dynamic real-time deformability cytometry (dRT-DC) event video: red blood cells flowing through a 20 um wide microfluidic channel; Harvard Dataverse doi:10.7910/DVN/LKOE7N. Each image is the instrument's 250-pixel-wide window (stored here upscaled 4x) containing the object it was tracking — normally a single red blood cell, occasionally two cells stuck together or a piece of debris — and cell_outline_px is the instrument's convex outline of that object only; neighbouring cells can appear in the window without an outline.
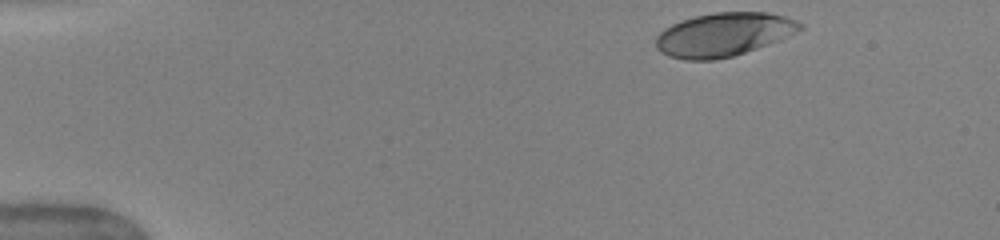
{"species": "human", "species_latin": "Homo sapiens", "temperature_condition": "warm", "stored_images_in_passage": 44, "camera_frame_rate_fps": 3000, "um_per_image_px": 0.085, "donor": {"sex": "female"}, "frame": {"image": 1, "passage_image": 1, "time_ms": 0.0, "image_size_px": [1000, 240], "cell_outline_px": [[804, 28], [796, 32], [768, 44], [732, 56], [716, 60], [684, 60], [668, 56], [660, 52], [656, 48], [656, 36], [664, 28], [680, 20], [696, 16], [716, 12], [768, 12], [784, 16], [796, 20], [804, 24]], "centroid_in_image_um": [61.48, 2.93], "position_along_channel_um": 23.5, "area_um2": 36.59}}
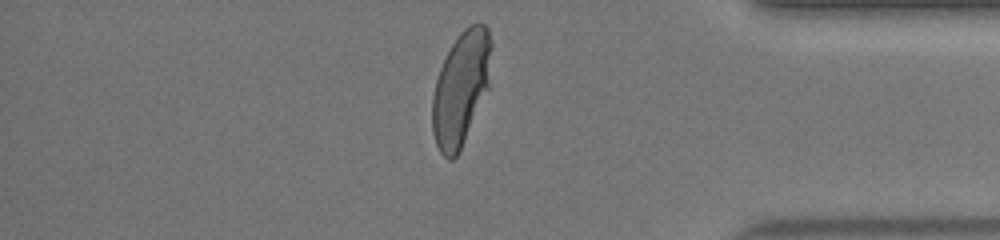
{"frame": {"image": 2, "passage_image": 37, "time_ms": 12.0, "image_size_px": [1000, 240], "cell_outline_px": [[492, 48], [488, 88], [464, 140], [456, 156], [452, 160], [448, 160], [440, 152], [436, 144], [432, 132], [432, 96], [436, 80], [440, 68], [452, 44], [460, 32], [464, 28], [472, 24], [484, 24], [488, 28], [492, 44]], "centroid_in_image_um": [39.17, 7.49], "position_along_channel_um": 396.0, "area_um2": 38.78}}
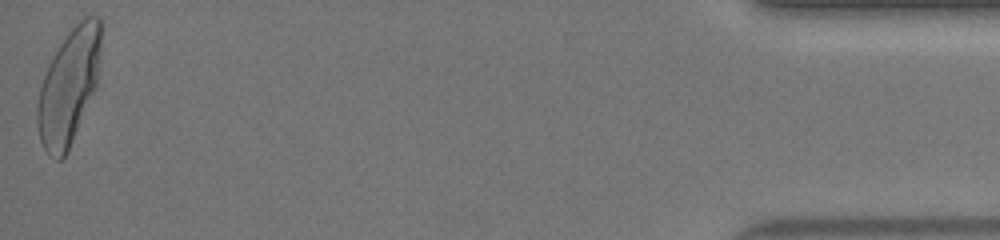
{"frame": {"image": 3, "passage_image": 44, "time_ms": 14.333, "image_size_px": [1000, 240], "cell_outline_px": [[104, 24], [96, 88], [68, 152], [60, 160], [56, 160], [48, 156], [40, 140], [36, 120], [36, 108], [40, 88], [48, 64], [52, 56], [68, 32], [84, 16], [100, 16]], "centroid_in_image_um": [5.87, 7.32], "position_along_channel_um": 429.3, "area_um2": 43.35}, "authors_computed_cell_mechanics": {"area_um2": 39.0439, "velocity_mm_per_s": 4.0586, "shape_relaxation_time_tau1_ms": 3.8353, "shape_relaxation_time_tau2_ms": null, "deformation_change_tau1": 0.1873, "deformation_change_tau2": null}}